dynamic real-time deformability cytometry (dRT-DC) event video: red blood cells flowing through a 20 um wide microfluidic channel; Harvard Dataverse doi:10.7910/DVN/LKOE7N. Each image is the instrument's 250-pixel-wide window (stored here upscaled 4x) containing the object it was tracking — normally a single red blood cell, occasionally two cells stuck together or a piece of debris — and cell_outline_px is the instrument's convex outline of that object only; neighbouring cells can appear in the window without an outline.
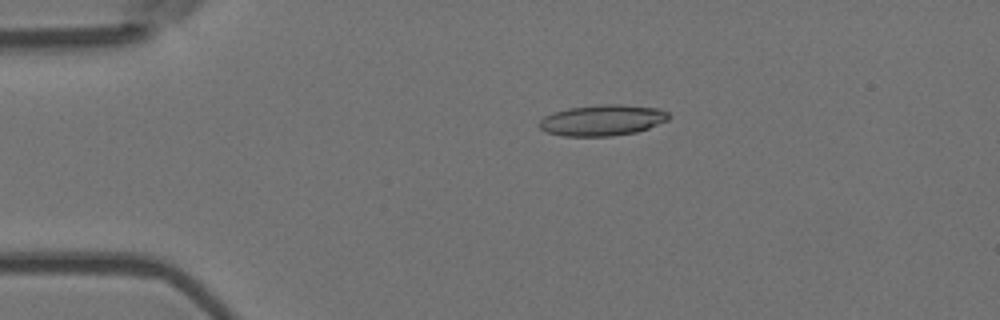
{"species": "Egyptian fruit bat (a non-hibernating species)", "species_latin": "Rousettus aegyptiacus", "temperature_condition": "room temperature", "stored_images_in_passage": 5, "camera_frame_rate_fps": 3000, "um_per_image_px": 0.085, "animal": {"sex": "female"}, "frame": {"image": 1, "passage_image": 3, "time_ms": 0.667, "image_size_px": [1000, 320], "cell_outline_px": [[672, 116], [668, 120], [648, 128], [636, 132], [612, 136], [564, 136], [544, 132], [536, 124], [544, 116], [552, 112], [568, 108], [604, 104], [620, 104], [660, 108], [668, 112]], "centroid_in_image_um": [51.19, 10.22], "position_along_channel_um": 33.8, "area_um2": 23.64}}